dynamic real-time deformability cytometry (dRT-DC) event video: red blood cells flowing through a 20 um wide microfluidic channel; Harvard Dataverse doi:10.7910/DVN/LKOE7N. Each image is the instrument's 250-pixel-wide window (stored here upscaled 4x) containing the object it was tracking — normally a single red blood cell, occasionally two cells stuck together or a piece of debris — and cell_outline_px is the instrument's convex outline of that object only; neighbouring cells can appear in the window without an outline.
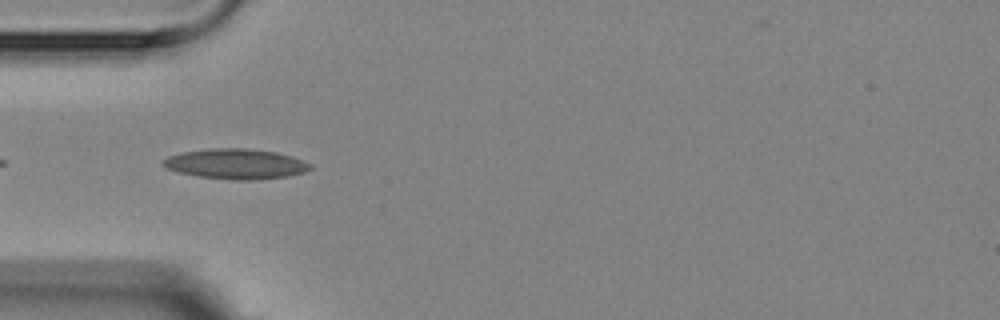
{"species": "Egyptian fruit bat (a non-hibernating species)", "species_latin": "Rousettus aegyptiacus", "temperature_condition": "room temperature", "stored_images_in_passage": 4, "camera_frame_rate_fps": 3000, "um_per_image_px": 0.085, "animal": {"sex": "female"}, "frame": {"image": 1, "passage_image": 2, "time_ms": 1.333, "image_size_px": [1000, 320], "cell_outline_px": [[312, 168], [304, 172], [288, 176], [252, 180], [236, 180], [196, 176], [164, 168], [160, 164], [160, 160], [168, 156], [184, 152], [208, 148], [248, 148], [276, 152], [304, 160], [312, 164]], "centroid_in_image_um": [20.02, 13.93], "position_along_channel_um": 65.0, "area_um2": 26.07}}
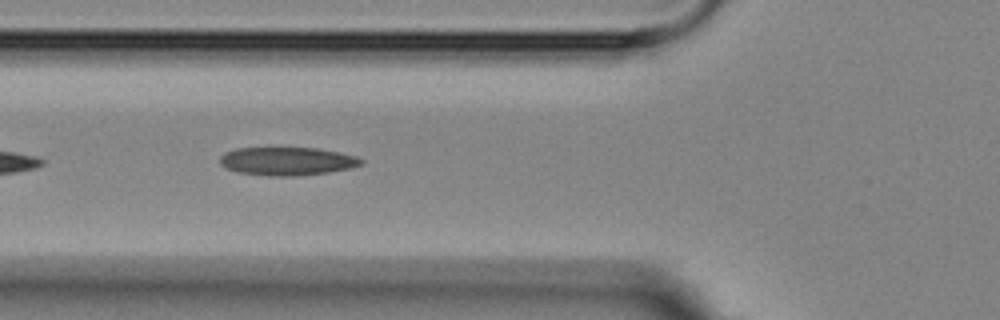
{"frame": {"image": 2, "passage_image": 3, "time_ms": 2.333, "image_size_px": [1000, 320], "cell_outline_px": [[364, 164], [348, 168], [328, 172], [296, 176], [268, 176], [236, 172], [220, 164], [220, 156], [224, 152], [236, 148], [316, 148], [340, 152], [356, 156], [364, 160]], "centroid_in_image_um": [24.4, 13.7], "position_along_channel_um": 101.4, "area_um2": 23.29}}
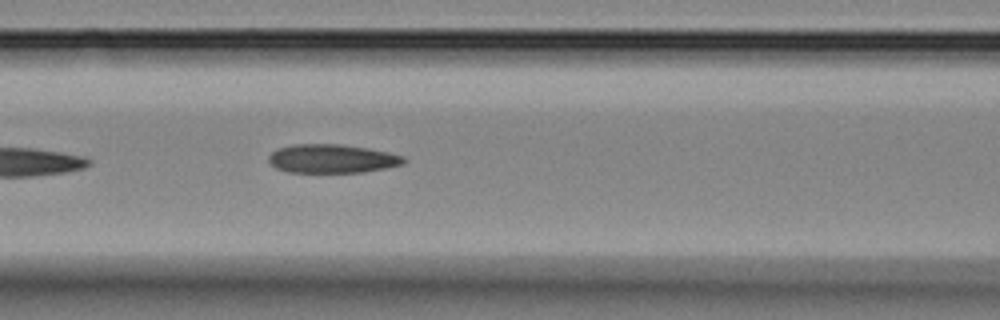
{"frame": {"image": 3, "passage_image": 4, "time_ms": 3.333, "image_size_px": [1000, 320], "cell_outline_px": [[408, 160], [404, 164], [384, 168], [360, 172], [288, 172], [276, 168], [268, 160], [268, 156], [276, 148], [292, 144], [340, 144], [368, 148], [388, 152], [404, 156]], "centroid_in_image_um": [28.22, 13.48], "position_along_channel_um": 138.4, "area_um2": 22.66}}